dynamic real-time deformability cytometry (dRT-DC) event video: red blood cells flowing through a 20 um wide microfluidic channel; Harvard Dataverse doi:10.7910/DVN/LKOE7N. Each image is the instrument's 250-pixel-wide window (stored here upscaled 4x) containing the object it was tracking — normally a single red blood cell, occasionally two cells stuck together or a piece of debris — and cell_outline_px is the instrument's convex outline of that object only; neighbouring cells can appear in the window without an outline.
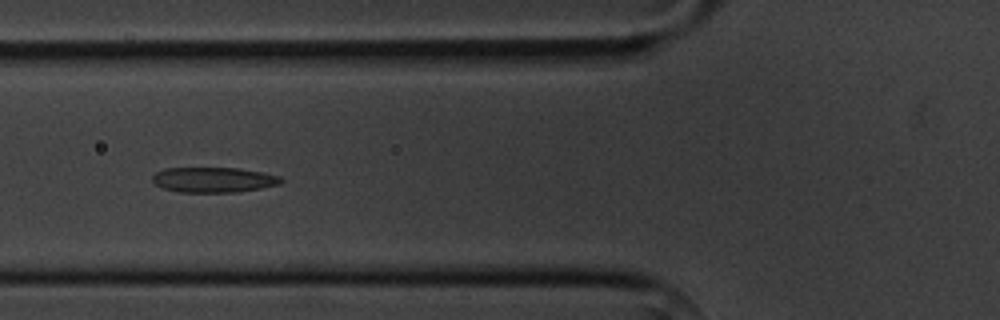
{"species": "common noctule bat (a hibernating species)", "species_latin": "Nyctalus noctula", "temperature_condition": "cold", "stored_images_in_passage": 7, "camera_frame_rate_fps": 3000, "um_per_image_px": 0.085, "animal": {"sex": "male", "body_mass_g": 20.1, "forearm_length_mm": 53.5}, "frame": {"image": 1, "passage_image": 4, "time_ms": 3.333, "image_size_px": [1000, 320], "cell_outline_px": [[284, 180], [280, 184], [260, 188], [236, 192], [180, 192], [164, 188], [156, 184], [152, 180], [152, 176], [156, 172], [164, 168], [240, 168], [280, 176]], "centroid_in_image_um": [18.15, 15.28], "position_along_channel_um": 107.6, "area_um2": 18.79}}
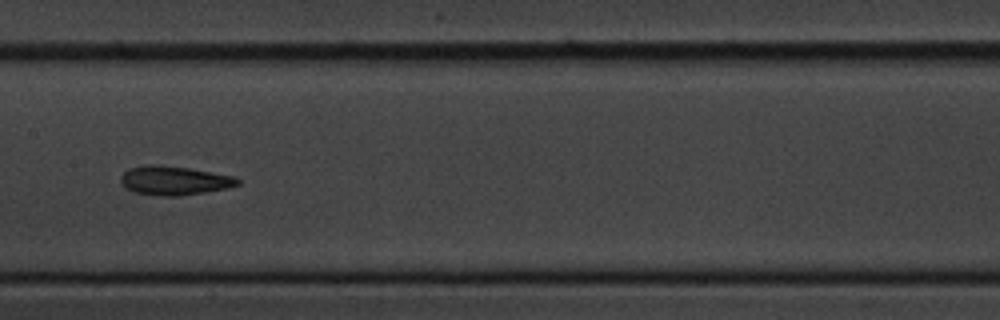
{"frame": {"image": 2, "passage_image": 6, "time_ms": 5.667, "image_size_px": [1000, 320], "cell_outline_px": [[240, 184], [228, 188], [180, 196], [160, 196], [132, 192], [120, 184], [120, 176], [128, 168], [148, 164], [160, 164], [188, 168], [236, 176], [240, 180]], "centroid_in_image_um": [14.79, 15.34], "position_along_channel_um": 192.6, "area_um2": 20.06}}
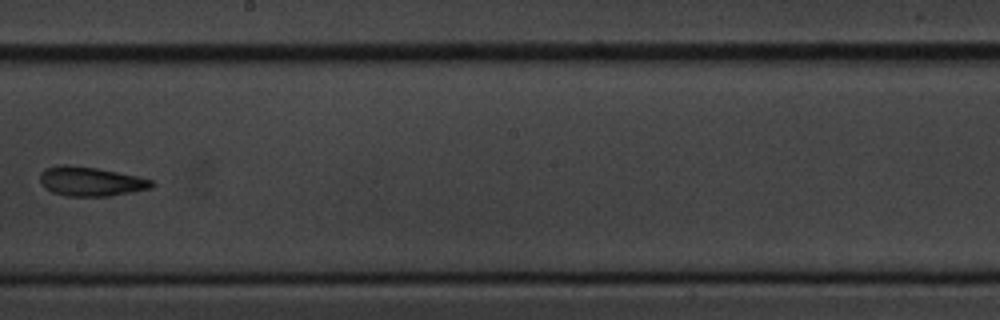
{"frame": {"image": 3, "passage_image": 7, "time_ms": 7.0, "image_size_px": [1000, 320], "cell_outline_px": [[156, 184], [152, 188], [108, 196], [68, 196], [52, 192], [44, 188], [40, 184], [40, 172], [44, 168], [60, 164], [68, 164], [96, 168], [136, 176], [152, 180]], "centroid_in_image_um": [7.66, 15.41], "position_along_channel_um": 240.5, "area_um2": 19.13}}